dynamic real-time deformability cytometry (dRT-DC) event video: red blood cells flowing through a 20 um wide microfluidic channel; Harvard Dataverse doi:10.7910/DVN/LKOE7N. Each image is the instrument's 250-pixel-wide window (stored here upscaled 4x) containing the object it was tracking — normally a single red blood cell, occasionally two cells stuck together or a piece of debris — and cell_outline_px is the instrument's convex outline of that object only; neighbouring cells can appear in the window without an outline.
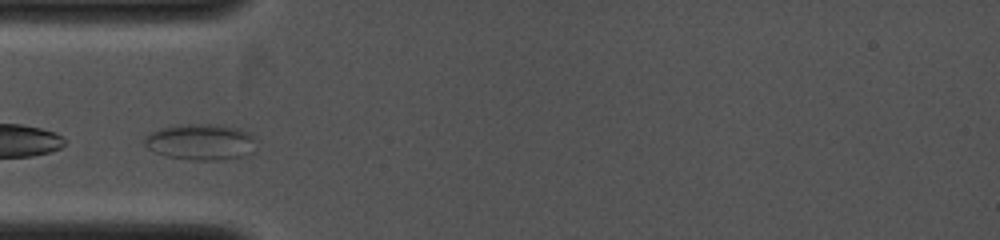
{"species": "common noctule bat (a hibernating species)", "species_latin": "Nyctalus noctula", "temperature_condition": "cold", "stored_images_in_passage": 2, "camera_frame_rate_fps": 4000, "um_per_image_px": 0.085, "animal": {"sex": "female", "body_mass_g": 19.0, "forearm_length_mm": 53.3}, "frame": {"image": 1, "passage_image": 1, "time_ms": 0.0, "image_size_px": [1000, 240], "cell_outline_px": [[256, 136], [252, 152], [240, 156], [216, 160], [192, 160], [168, 156], [156, 152], [148, 148], [144, 144], [144, 136], [160, 128], [180, 124], [220, 124], [240, 128]], "centroid_in_image_um": [17.06, 12.04], "position_along_channel_um": 67.9, "area_um2": 23.52}}